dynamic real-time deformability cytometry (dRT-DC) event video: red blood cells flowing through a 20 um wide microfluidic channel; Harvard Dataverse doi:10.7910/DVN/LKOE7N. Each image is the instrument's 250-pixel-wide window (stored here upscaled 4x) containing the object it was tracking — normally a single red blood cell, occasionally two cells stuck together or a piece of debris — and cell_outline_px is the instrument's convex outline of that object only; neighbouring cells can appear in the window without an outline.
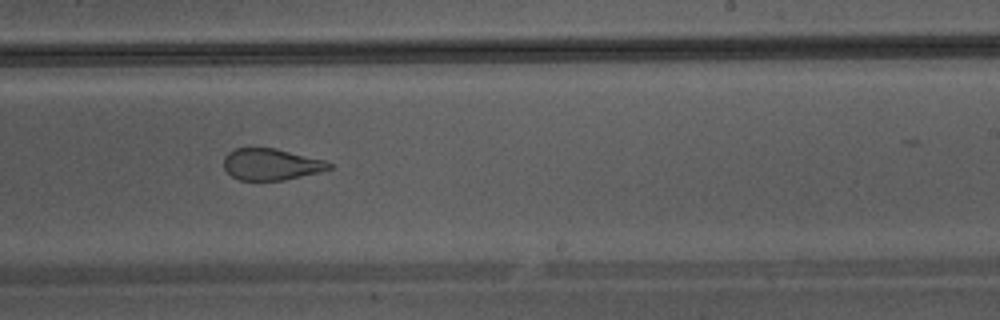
{"species": "Egyptian fruit bat (a non-hibernating species)", "species_latin": "Rousettus aegyptiacus", "temperature_condition": "warm", "stored_images_in_passage": 40, "camera_frame_rate_fps": 3000, "um_per_image_px": 0.085, "animal": {"sex": "male"}, "frame": {"image": 1, "passage_image": 23, "time_ms": 7.333, "image_size_px": [1000, 320], "cell_outline_px": [[332, 168], [320, 172], [284, 180], [240, 180], [232, 176], [224, 168], [224, 156], [228, 152], [236, 148], [276, 148], [324, 160], [332, 164]], "centroid_in_image_um": [23.04, 13.97], "position_along_channel_um": 266.0, "area_um2": 19.31}}